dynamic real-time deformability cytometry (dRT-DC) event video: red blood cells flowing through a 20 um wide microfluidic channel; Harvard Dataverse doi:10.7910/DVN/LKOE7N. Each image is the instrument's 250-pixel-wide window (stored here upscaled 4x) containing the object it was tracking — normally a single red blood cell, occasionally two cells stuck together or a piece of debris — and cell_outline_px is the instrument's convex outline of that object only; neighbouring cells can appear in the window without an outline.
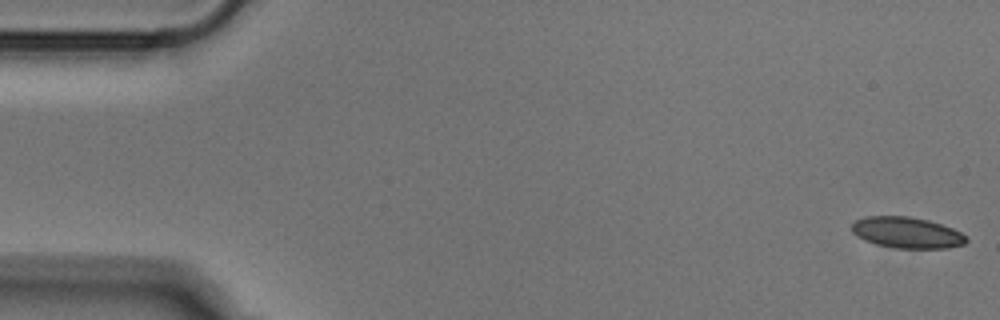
{"species": "Egyptian fruit bat (a non-hibernating species)", "species_latin": "Rousettus aegyptiacus", "temperature_condition": "cold", "stored_images_in_passage": 51, "camera_frame_rate_fps": 3000, "um_per_image_px": 0.085, "animal": {"sex": "male"}, "frame": {"image": 1, "passage_image": 1, "time_ms": 0.0, "image_size_px": [1000, 320], "cell_outline_px": [[968, 240], [964, 244], [948, 248], [896, 248], [876, 244], [864, 240], [856, 236], [852, 232], [852, 224], [856, 220], [864, 216], [908, 216], [928, 220], [952, 228], [960, 232]], "centroid_in_image_um": [77.05, 19.77], "position_along_channel_um": 7.9, "area_um2": 20.69}}
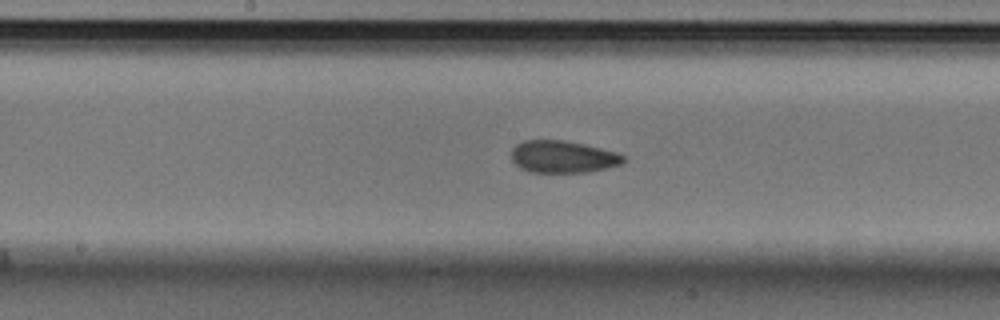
{"frame": {"image": 2, "passage_image": 26, "time_ms": 8.333, "image_size_px": [1000, 320], "cell_outline_px": [[628, 160], [620, 164], [608, 168], [588, 172], [528, 172], [520, 168], [512, 160], [512, 148], [516, 144], [524, 140], [564, 140], [584, 144], [616, 152], [624, 156]], "centroid_in_image_um": [47.85, 13.33], "position_along_channel_um": 200.4, "area_um2": 21.1}}
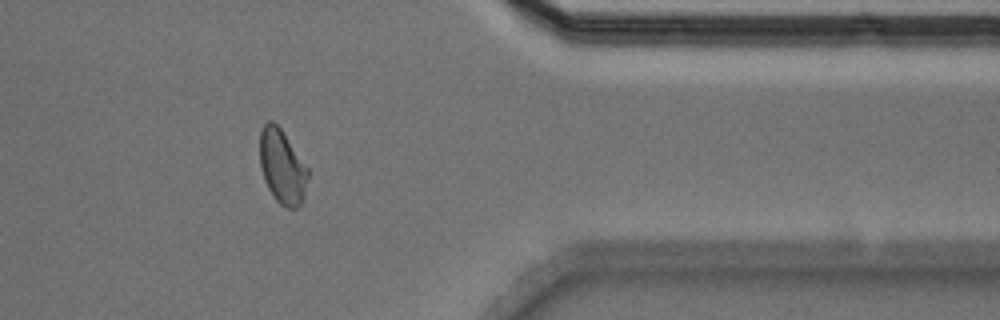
{"frame": {"image": 3, "passage_image": 42, "time_ms": 13.667, "image_size_px": [1000, 320], "cell_outline_px": [[308, 176], [304, 196], [300, 204], [296, 208], [288, 208], [280, 204], [272, 196], [264, 180], [260, 168], [260, 128], [268, 120], [272, 120], [280, 128], [308, 168]], "centroid_in_image_um": [23.96, 14.17], "position_along_channel_um": 387.4, "area_um2": 20.75}}